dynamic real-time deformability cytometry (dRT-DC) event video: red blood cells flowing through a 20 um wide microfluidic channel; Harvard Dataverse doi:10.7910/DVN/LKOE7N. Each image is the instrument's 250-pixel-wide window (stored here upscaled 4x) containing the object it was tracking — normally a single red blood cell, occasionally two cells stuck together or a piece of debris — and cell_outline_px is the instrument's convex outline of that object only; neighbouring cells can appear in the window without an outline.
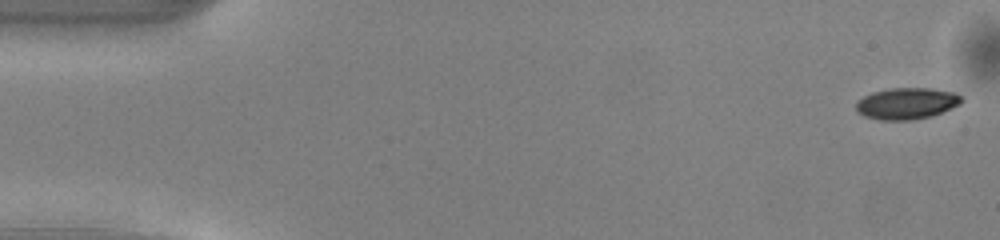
{"species": "common noctule bat (a hibernating species)", "species_latin": "Nyctalus noctula", "temperature_condition": "warm", "stored_images_in_passage": 14, "camera_frame_rate_fps": 3000, "um_per_image_px": 0.085, "animal": {"sex": "male", "body_mass_g": 13.0, "forearm_length_mm": 53.1}, "frame": {"image": 1, "passage_image": 1, "time_ms": 0.0, "image_size_px": [1000, 240], "cell_outline_px": [[964, 100], [960, 104], [932, 116], [912, 120], [880, 120], [864, 116], [856, 112], [856, 100], [872, 92], [888, 88], [932, 88], [956, 92]], "centroid_in_image_um": [77.05, 8.79], "position_along_channel_um": 7.9, "area_um2": 19.59}}
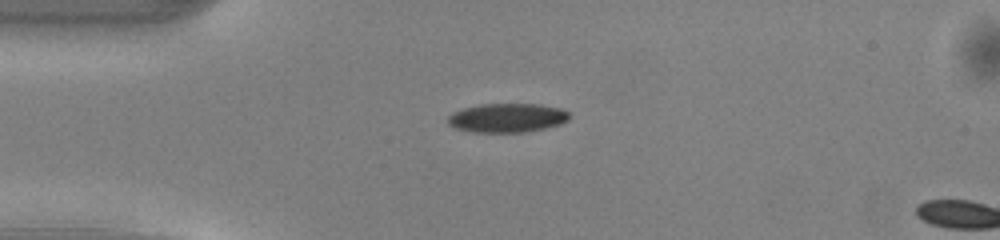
{"frame": {"image": 2, "passage_image": 12, "time_ms": 3.667, "image_size_px": [1000, 240], "cell_outline_px": [[568, 120], [560, 124], [544, 128], [524, 132], [472, 132], [456, 128], [448, 124], [448, 116], [452, 112], [464, 108], [480, 104], [540, 104], [560, 108], [568, 112]], "centroid_in_image_um": [43.09, 10.01], "position_along_channel_um": 41.9, "area_um2": 20.46}}